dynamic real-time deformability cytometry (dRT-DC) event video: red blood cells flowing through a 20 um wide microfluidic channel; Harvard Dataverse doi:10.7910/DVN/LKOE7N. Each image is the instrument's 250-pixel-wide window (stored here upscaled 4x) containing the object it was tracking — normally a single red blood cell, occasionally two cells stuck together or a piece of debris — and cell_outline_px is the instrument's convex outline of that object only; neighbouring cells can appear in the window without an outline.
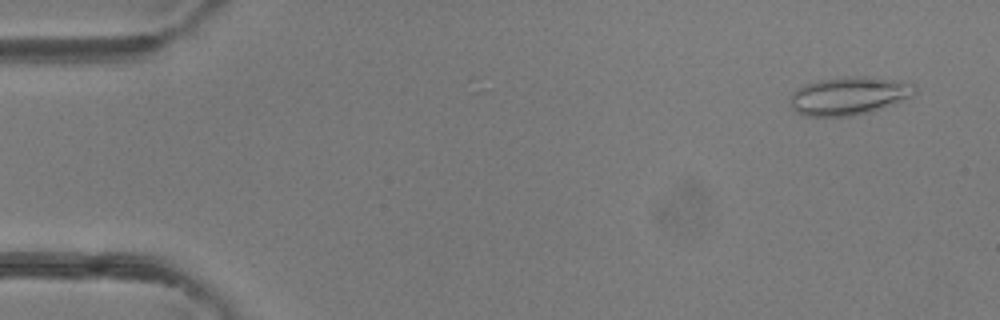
{"species": "common noctule bat (a hibernating species)", "species_latin": "Nyctalus noctula", "temperature_condition": "room temperature", "stored_images_in_passage": 9, "camera_frame_rate_fps": 3000, "um_per_image_px": 0.085, "animal": {"sex": "female"}, "frame": {"image": 1, "passage_image": 3, "time_ms": 0.667, "image_size_px": [1000, 320], "cell_outline_px": [[916, 92], [912, 96], [868, 112], [848, 116], [804, 116], [792, 112], [792, 92], [796, 88], [804, 84], [820, 80], [864, 76], [892, 80], [912, 84], [916, 88]], "centroid_in_image_um": [72.09, 8.16], "position_along_channel_um": 12.9, "area_um2": 27.05}}